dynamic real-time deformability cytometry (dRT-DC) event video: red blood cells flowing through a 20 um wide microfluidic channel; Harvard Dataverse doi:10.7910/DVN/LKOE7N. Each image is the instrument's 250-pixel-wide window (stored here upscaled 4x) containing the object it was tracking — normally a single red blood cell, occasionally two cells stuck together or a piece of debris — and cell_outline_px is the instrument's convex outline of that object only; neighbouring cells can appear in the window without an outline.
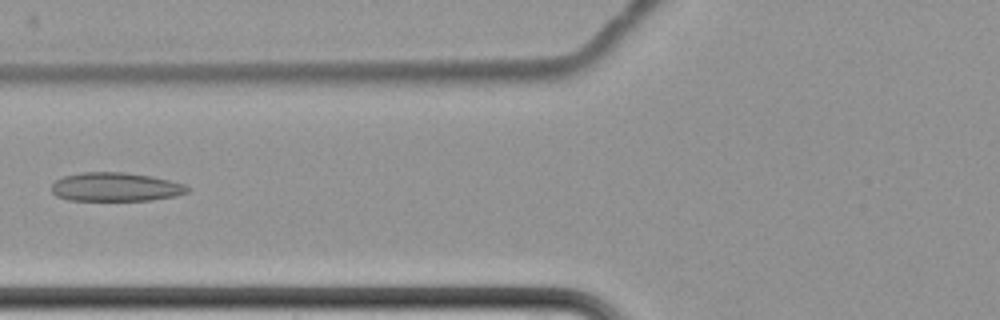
{"species": "common noctule bat (a hibernating species)", "species_latin": "Nyctalus noctula", "temperature_condition": "cold", "stored_images_in_passage": 6, "camera_frame_rate_fps": 3000, "um_per_image_px": 0.085, "animal": {"sex": "female", "body_mass_g": 22.7, "forearm_length_mm": 54.2}, "frame": {"image": 1, "passage_image": 6, "time_ms": 6.0, "image_size_px": [1000, 320], "cell_outline_px": [[192, 188], [188, 192], [176, 196], [152, 200], [68, 200], [56, 196], [52, 192], [52, 184], [56, 180], [64, 176], [84, 172], [124, 172], [152, 176], [184, 184]], "centroid_in_image_um": [9.85, 15.89], "position_along_channel_um": 116.0, "area_um2": 22.83}}